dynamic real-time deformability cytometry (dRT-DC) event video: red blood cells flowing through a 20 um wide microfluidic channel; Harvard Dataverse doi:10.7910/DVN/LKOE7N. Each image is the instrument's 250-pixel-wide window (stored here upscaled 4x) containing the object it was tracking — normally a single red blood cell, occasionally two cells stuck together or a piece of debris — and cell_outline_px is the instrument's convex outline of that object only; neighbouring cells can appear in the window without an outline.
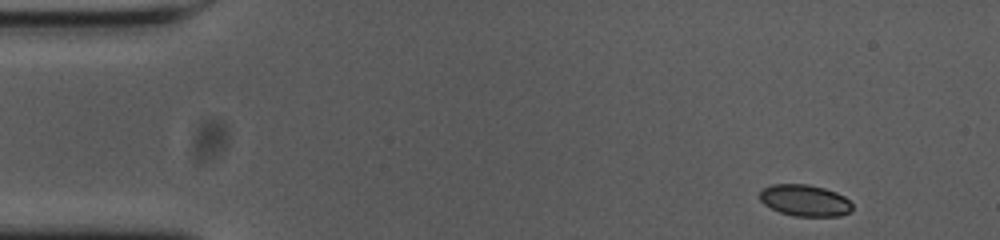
{"species": "common noctule bat (a hibernating species)", "species_latin": "Nyctalus noctula", "temperature_condition": "cold", "stored_images_in_passage": 51, "camera_frame_rate_fps": 3000, "um_per_image_px": 0.085, "animal": {"sex": "female", "body_mass_g": 23.0, "forearm_length_mm": 53.4}, "frame": {"image": 1, "passage_image": 1, "time_ms": 0.0, "image_size_px": [1000, 240], "cell_outline_px": [[852, 208], [848, 212], [840, 216], [792, 216], [780, 212], [764, 204], [760, 200], [760, 192], [764, 188], [772, 184], [808, 184], [824, 188], [836, 192], [844, 196], [852, 204]], "centroid_in_image_um": [68.41, 17.03], "position_along_channel_um": 16.6, "area_um2": 16.94}}
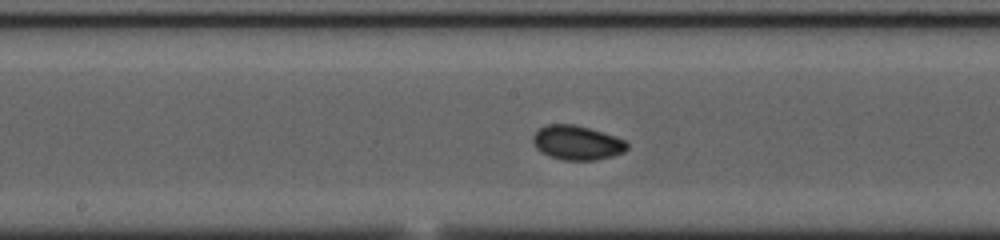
{"frame": {"image": 2, "passage_image": 24, "time_ms": 7.667, "image_size_px": [1000, 240], "cell_outline_px": [[628, 148], [624, 152], [612, 156], [592, 160], [564, 160], [540, 152], [536, 148], [532, 140], [532, 136], [540, 128], [548, 124], [572, 124], [588, 128], [624, 140], [628, 144]], "centroid_in_image_um": [49.02, 12.13], "position_along_channel_um": 199.2, "area_um2": 18.5}}
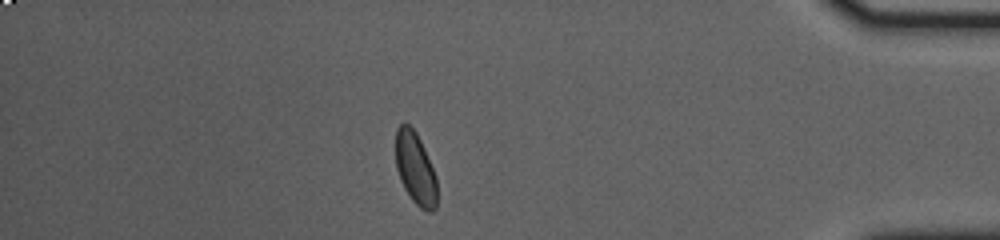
{"frame": {"image": 3, "passage_image": 44, "time_ms": 14.333, "image_size_px": [1000, 240], "cell_outline_px": [[436, 208], [432, 212], [428, 212], [420, 208], [412, 200], [404, 188], [400, 180], [396, 168], [396, 128], [400, 124], [408, 124], [416, 132], [424, 148], [436, 176]], "centroid_in_image_um": [35.3, 14.33], "position_along_channel_um": 399.9, "area_um2": 17.34}, "authors_computed_cell_mechanics": {"area_um2": 17.629, "velocity_mm_per_s": 3.651, "shape_relaxation_time_tau1_ms": 2.6992, "shape_relaxation_time_tau2_ms": null, "deformation_change_tau1": 0.0828, "deformation_change_tau2": null}}